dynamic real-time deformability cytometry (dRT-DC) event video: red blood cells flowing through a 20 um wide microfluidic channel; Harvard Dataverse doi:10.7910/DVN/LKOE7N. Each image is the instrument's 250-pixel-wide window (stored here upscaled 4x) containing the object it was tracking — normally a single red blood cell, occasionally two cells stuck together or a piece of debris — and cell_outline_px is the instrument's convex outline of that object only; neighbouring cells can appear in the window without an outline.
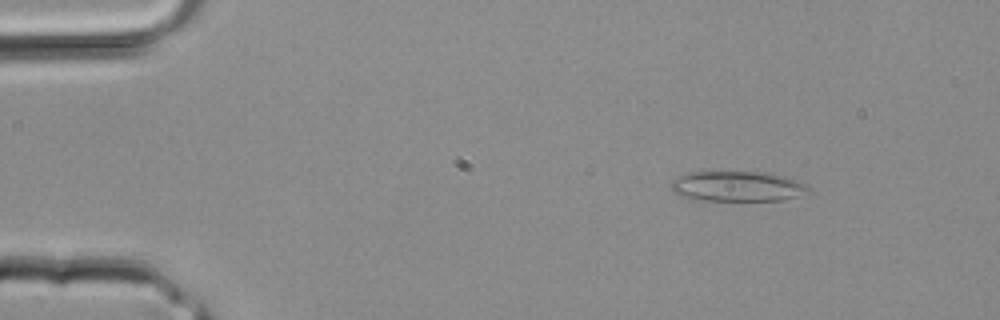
{"species": "common noctule bat (a hibernating species)", "species_latin": "Nyctalus noctula", "temperature_condition": "room temperature", "stored_images_in_passage": 2, "camera_frame_rate_fps": 3000, "um_per_image_px": 0.085, "animal": {"sex": "male", "body_mass_g": 20.4}, "frame": {"image": 1, "passage_image": 1, "time_ms": 0.0, "image_size_px": [1000, 320], "cell_outline_px": [[812, 188], [808, 192], [784, 200], [704, 200], [684, 196], [672, 192], [672, 180], [688, 172], [756, 172], [780, 176], [808, 184]], "centroid_in_image_um": [62.68, 15.84], "position_along_channel_um": 22.3, "area_um2": 23.7}}